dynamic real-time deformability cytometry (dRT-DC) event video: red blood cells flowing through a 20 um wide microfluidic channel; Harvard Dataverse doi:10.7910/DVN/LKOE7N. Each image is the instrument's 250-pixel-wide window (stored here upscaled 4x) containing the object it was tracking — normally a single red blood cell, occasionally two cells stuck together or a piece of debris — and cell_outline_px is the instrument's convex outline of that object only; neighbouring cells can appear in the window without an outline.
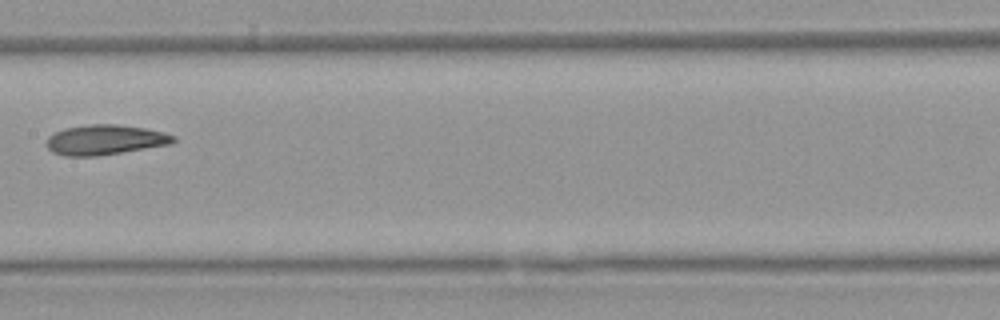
{"species": "Egyptian fruit bat (a non-hibernating species)", "species_latin": "Rousettus aegyptiacus", "temperature_condition": "warm", "stored_images_in_passage": 9, "camera_frame_rate_fps": 3000, "um_per_image_px": 0.085, "animal": {"sex": "female"}, "frame": {"image": 1, "passage_image": 8, "time_ms": 9.667, "image_size_px": [1000, 320], "cell_outline_px": [[176, 140], [172, 144], [96, 156], [64, 156], [52, 152], [44, 144], [48, 136], [64, 128], [88, 124], [116, 124], [144, 128], [176, 136]], "centroid_in_image_um": [8.88, 11.88], "position_along_channel_um": 198.5, "area_um2": 22.2}}